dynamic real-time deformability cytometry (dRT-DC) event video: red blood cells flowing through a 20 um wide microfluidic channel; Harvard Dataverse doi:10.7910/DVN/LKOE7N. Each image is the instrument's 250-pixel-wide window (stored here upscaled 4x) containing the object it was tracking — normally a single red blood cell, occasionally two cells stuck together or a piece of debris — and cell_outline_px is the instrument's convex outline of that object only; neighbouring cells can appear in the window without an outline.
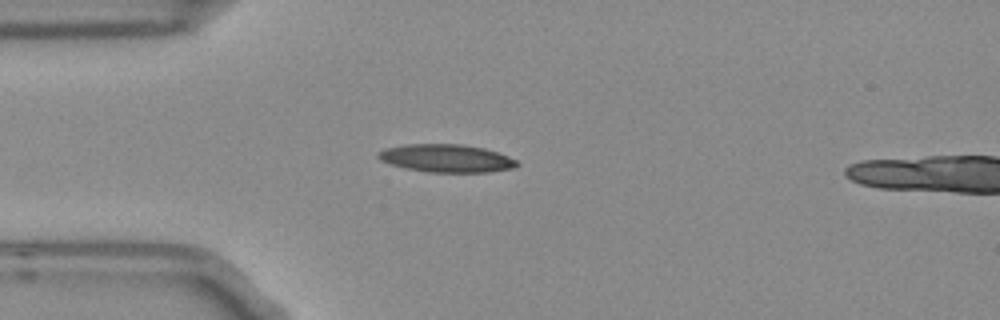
{"species": "Egyptian fruit bat (a non-hibernating species)", "species_latin": "Rousettus aegyptiacus", "temperature_condition": "room temperature", "stored_images_in_passage": 4, "camera_frame_rate_fps": 3000, "um_per_image_px": 0.085, "frame": {"image": 1, "passage_image": 3, "time_ms": 0.667, "image_size_px": [1000, 320], "cell_outline_px": [[520, 164], [516, 168], [488, 172], [428, 172], [404, 168], [380, 160], [376, 156], [376, 152], [384, 148], [404, 144], [460, 144], [484, 148], [508, 156], [516, 160]], "centroid_in_image_um": [37.92, 13.45], "position_along_channel_um": 47.1, "area_um2": 22.72}}